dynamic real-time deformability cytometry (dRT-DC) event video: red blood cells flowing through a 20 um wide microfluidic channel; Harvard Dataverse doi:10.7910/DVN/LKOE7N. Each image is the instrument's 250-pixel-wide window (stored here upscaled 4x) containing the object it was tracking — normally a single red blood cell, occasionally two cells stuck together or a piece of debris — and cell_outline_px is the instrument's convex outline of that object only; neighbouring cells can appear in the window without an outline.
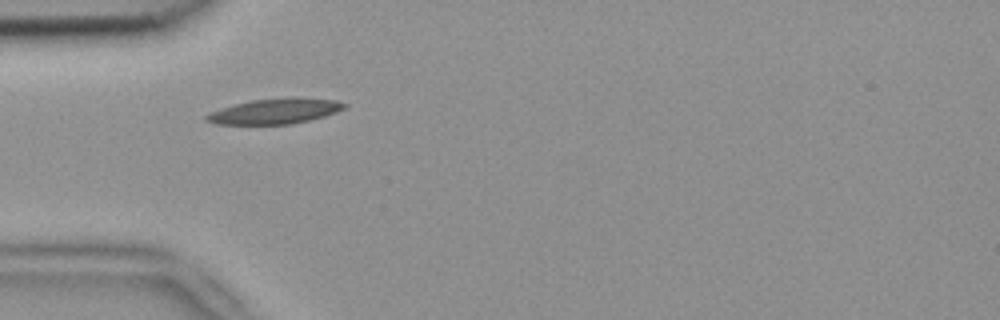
{"species": "common noctule bat (a hibernating species)", "species_latin": "Nyctalus noctula", "temperature_condition": "room temperature", "stored_images_in_passage": 6, "camera_frame_rate_fps": 3000, "um_per_image_px": 0.085, "animal": {"sex": "female", "body_mass_g": 18.4}, "frame": {"image": 1, "passage_image": 1, "time_ms": 0.0, "image_size_px": [1000, 320], "cell_outline_px": [[348, 104], [344, 108], [336, 112], [324, 116], [292, 124], [216, 124], [204, 120], [204, 116], [208, 112], [220, 108], [252, 100], [336, 100]], "centroid_in_image_um": [23.26, 9.5], "position_along_channel_um": 61.7, "area_um2": 19.31}}
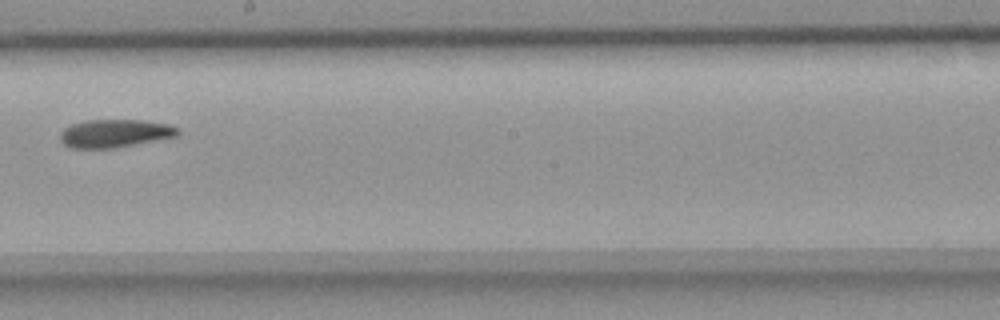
{"frame": {"image": 2, "passage_image": 5, "time_ms": 1.333, "image_size_px": [1000, 320], "cell_outline_px": [[180, 132], [176, 136], [160, 140], [112, 148], [72, 148], [64, 144], [60, 140], [60, 132], [64, 128], [72, 124], [84, 120], [144, 120], [168, 124], [180, 128]], "centroid_in_image_um": [9.78, 11.33], "position_along_channel_um": 238.4, "area_um2": 19.36}}
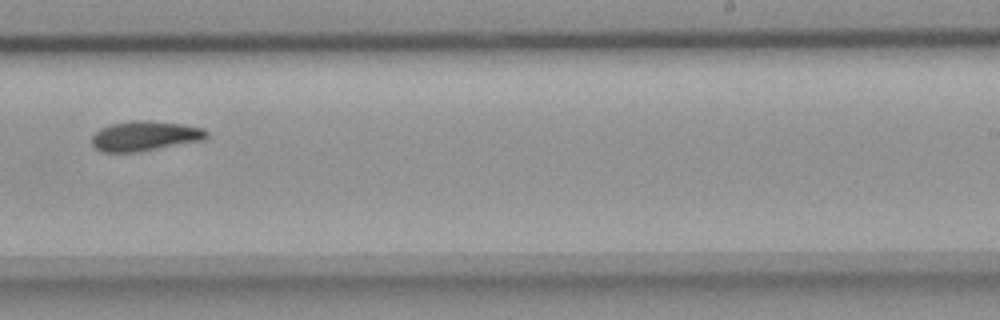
{"frame": {"image": 3, "passage_image": 6, "time_ms": 1.667, "image_size_px": [1000, 320], "cell_outline_px": [[208, 136], [200, 140], [140, 152], [100, 152], [92, 144], [92, 136], [100, 128], [112, 124], [128, 120], [148, 120], [184, 124], [204, 128], [208, 132]], "centroid_in_image_um": [12.3, 11.55], "position_along_channel_um": 276.7, "area_um2": 20.06}}